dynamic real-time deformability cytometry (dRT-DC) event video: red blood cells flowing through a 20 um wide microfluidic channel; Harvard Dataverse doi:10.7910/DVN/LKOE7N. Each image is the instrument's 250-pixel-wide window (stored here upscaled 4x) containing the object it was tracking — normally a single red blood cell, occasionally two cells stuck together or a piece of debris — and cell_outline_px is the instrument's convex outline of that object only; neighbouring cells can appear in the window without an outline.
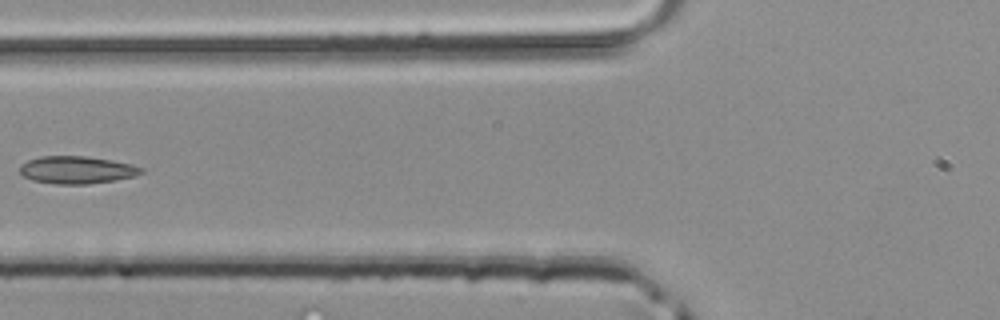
{"species": "common noctule bat (a hibernating species)", "species_latin": "Nyctalus noctula", "temperature_condition": "room temperature", "stored_images_in_passage": 5, "camera_frame_rate_fps": 3000, "um_per_image_px": 0.085, "animal": {"sex": "male", "body_mass_g": 20.4}, "frame": {"image": 1, "passage_image": 5, "time_ms": 1.333, "image_size_px": [1000, 320], "cell_outline_px": [[144, 172], [132, 176], [112, 180], [88, 184], [56, 184], [32, 180], [24, 176], [20, 172], [20, 164], [28, 160], [40, 156], [84, 156], [112, 160], [132, 164], [144, 168]], "centroid_in_image_um": [6.51, 14.43], "position_along_channel_um": 119.3, "area_um2": 19.36}}